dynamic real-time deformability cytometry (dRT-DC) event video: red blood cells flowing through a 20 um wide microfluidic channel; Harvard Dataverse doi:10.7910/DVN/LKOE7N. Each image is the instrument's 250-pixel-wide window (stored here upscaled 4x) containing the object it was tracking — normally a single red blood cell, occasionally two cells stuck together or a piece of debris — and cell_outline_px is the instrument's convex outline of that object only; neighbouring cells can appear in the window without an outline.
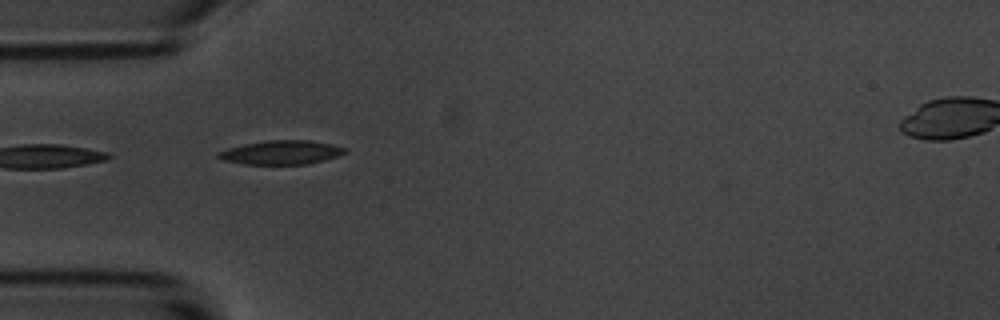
{"species": "common noctule bat (a hibernating species)", "species_latin": "Nyctalus noctula", "temperature_condition": "room temperature", "stored_images_in_passage": 7, "camera_frame_rate_fps": 3000, "um_per_image_px": 0.085, "animal": {"sex": "male", "body_mass_g": 20.1, "forearm_length_mm": 53.5}, "frame": {"image": 1, "passage_image": 1, "time_ms": 0.0, "image_size_px": [1000, 320], "cell_outline_px": [[348, 152], [340, 156], [308, 164], [244, 164], [224, 160], [216, 156], [216, 152], [228, 148], [244, 144], [268, 140], [308, 140], [332, 144], [348, 148]], "centroid_in_image_um": [23.95, 12.95], "position_along_channel_um": 61.0, "area_um2": 17.8}}
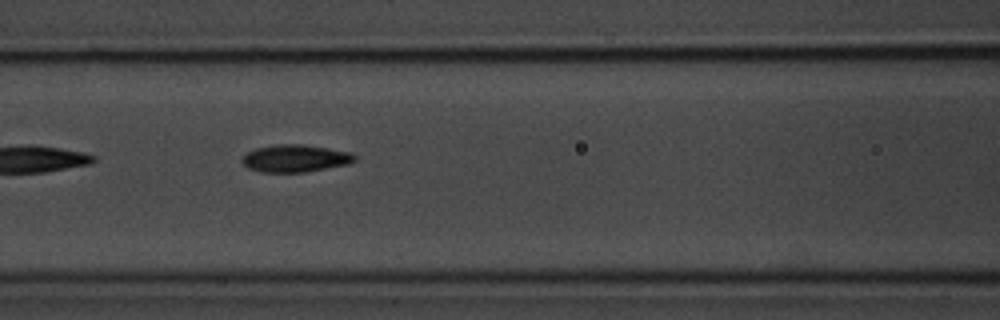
{"frame": {"image": 2, "passage_image": 3, "time_ms": 2.333, "image_size_px": [1000, 320], "cell_outline_px": [[356, 160], [348, 164], [304, 172], [260, 172], [248, 168], [240, 160], [248, 152], [256, 148], [280, 144], [300, 144], [328, 148], [352, 152], [356, 156]], "centroid_in_image_um": [25.11, 13.46], "position_along_channel_um": 141.5, "area_um2": 17.86}}
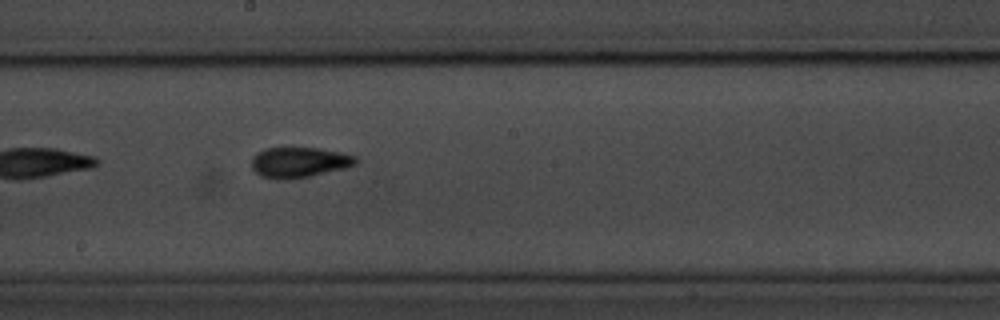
{"frame": {"image": 3, "passage_image": 5, "time_ms": 4.667, "image_size_px": [1000, 320], "cell_outline_px": [[356, 164], [348, 168], [288, 180], [272, 180], [260, 176], [252, 168], [252, 156], [264, 148], [316, 148], [340, 152], [356, 156]], "centroid_in_image_um": [25.4, 13.81], "position_along_channel_um": 222.8, "area_um2": 18.61}}